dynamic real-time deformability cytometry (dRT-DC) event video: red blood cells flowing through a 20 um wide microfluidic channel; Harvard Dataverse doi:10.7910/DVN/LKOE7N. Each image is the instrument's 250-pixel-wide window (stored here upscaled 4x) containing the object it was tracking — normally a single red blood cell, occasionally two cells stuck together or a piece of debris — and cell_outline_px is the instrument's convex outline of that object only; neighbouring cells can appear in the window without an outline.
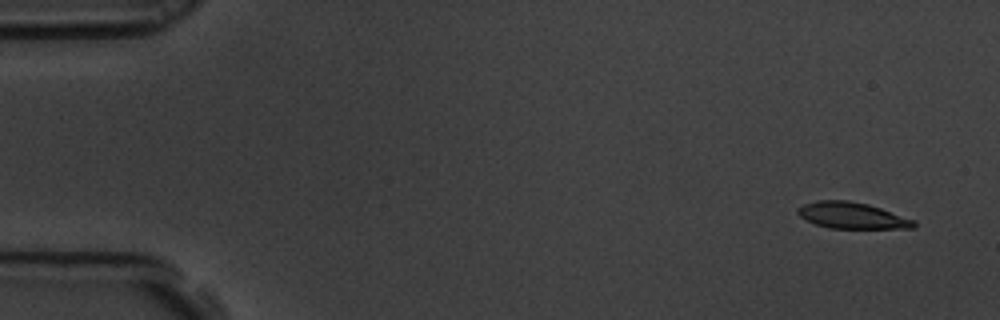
{"species": "common noctule bat (a hibernating species)", "species_latin": "Nyctalus noctula", "temperature_condition": "room temperature", "stored_images_in_passage": 57, "camera_frame_rate_fps": 3000, "um_per_image_px": 0.085, "animal": {"sex": "male", "body_mass_g": 19.5, "forearm_length_mm": 54.6}, "frame": {"image": 1, "passage_image": 1, "time_ms": 0.0, "image_size_px": [1000, 320], "cell_outline_px": [[916, 228], [828, 228], [816, 224], [800, 216], [796, 212], [796, 208], [804, 204], [816, 200], [848, 200], [868, 204], [916, 220]], "centroid_in_image_um": [72.42, 18.31], "position_along_channel_um": 12.6, "area_um2": 17.8}}
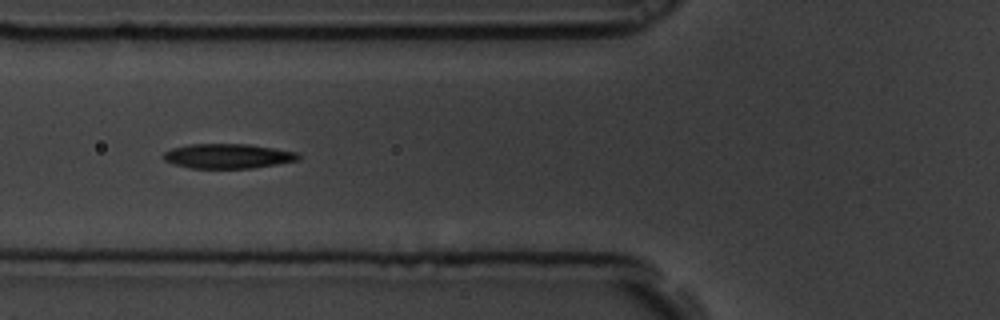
{"frame": {"image": 2, "passage_image": 20, "time_ms": 6.333, "image_size_px": [1000, 320], "cell_outline_px": [[300, 156], [296, 160], [276, 164], [252, 168], [192, 168], [176, 164], [164, 160], [164, 152], [172, 148], [188, 144], [248, 144], [296, 152]], "centroid_in_image_um": [19.34, 13.26], "position_along_channel_um": 106.5, "area_um2": 19.07}}
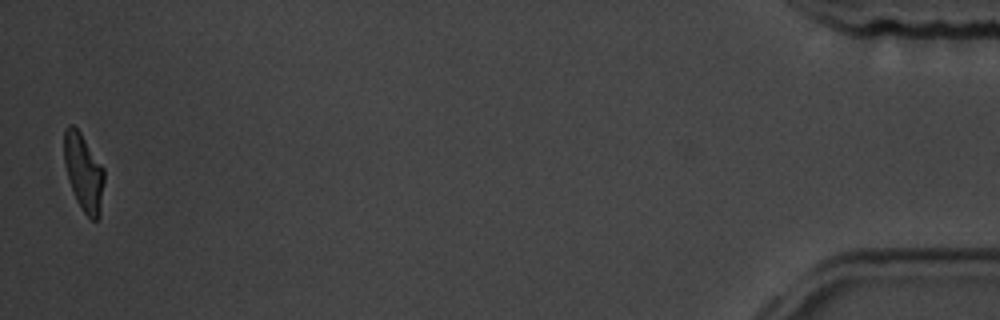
{"frame": {"image": 3, "passage_image": 56, "time_ms": 18.333, "image_size_px": [1000, 320], "cell_outline_px": [[104, 180], [100, 216], [96, 220], [92, 220], [84, 212], [76, 200], [64, 164], [64, 128], [68, 124], [72, 124], [80, 132], [104, 168]], "centroid_in_image_um": [7.11, 14.63], "position_along_channel_um": 428.1, "area_um2": 17.92}, "authors_computed_cell_mechanics": {"area_um2": 18.785, "velocity_mm_per_s": 3.4518, "shape_relaxation_time_tau1_ms": 5.1602, "shape_relaxation_time_tau2_ms": 2.6322, "deformation_change_tau1": 0.177, "deformation_change_tau2": 0.1033}}